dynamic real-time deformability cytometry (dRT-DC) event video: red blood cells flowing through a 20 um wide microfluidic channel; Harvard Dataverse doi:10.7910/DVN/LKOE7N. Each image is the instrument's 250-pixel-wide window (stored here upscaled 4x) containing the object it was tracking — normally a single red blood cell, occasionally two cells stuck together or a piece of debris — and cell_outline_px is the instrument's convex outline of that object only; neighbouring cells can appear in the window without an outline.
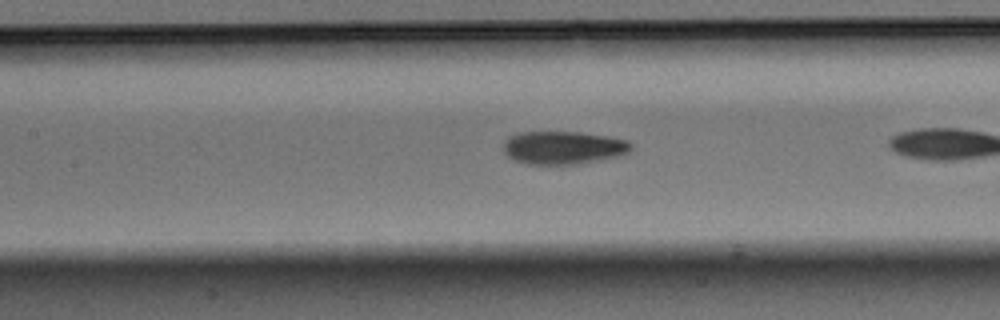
{"species": "Egyptian fruit bat (a non-hibernating species)", "species_latin": "Rousettus aegyptiacus", "temperature_condition": "warm", "stored_images_in_passage": 15, "camera_frame_rate_fps": 3000, "um_per_image_px": 0.085, "animal": {"sex": "male"}, "frame": {"image": 1, "passage_image": 9, "time_ms": 2.667, "image_size_px": [1000, 320], "cell_outline_px": [[632, 148], [628, 152], [616, 156], [600, 160], [576, 164], [528, 164], [516, 160], [508, 156], [504, 152], [504, 140], [508, 136], [520, 132], [580, 132], [608, 136], [628, 140], [632, 144]], "centroid_in_image_um": [47.87, 12.54], "position_along_channel_um": 159.5, "area_um2": 24.57}}